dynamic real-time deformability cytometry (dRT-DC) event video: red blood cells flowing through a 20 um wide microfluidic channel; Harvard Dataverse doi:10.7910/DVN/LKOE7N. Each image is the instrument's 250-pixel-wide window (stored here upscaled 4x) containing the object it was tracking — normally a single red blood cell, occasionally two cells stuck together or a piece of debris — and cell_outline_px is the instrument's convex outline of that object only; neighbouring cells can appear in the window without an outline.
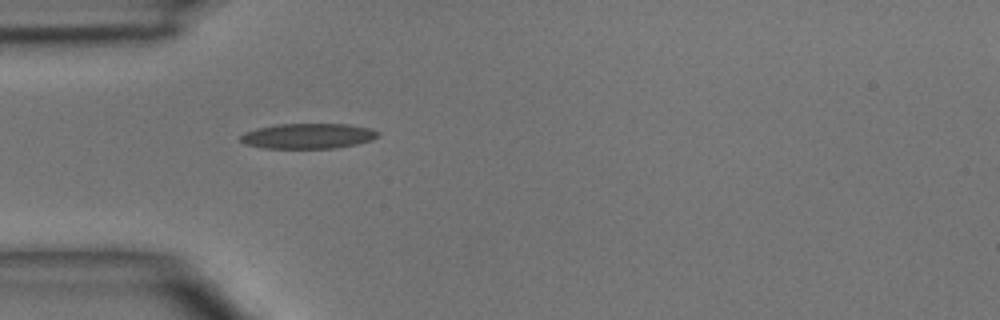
{"species": "common noctule bat (a hibernating species)", "species_latin": "Nyctalus noctula", "temperature_condition": "room temperature", "stored_images_in_passage": 1, "camera_frame_rate_fps": 3000, "um_per_image_px": 0.085, "animal": {"sex": "male", "body_mass_g": 15.6}, "frame": {"image": 1, "passage_image": 1, "time_ms": 0.0, "image_size_px": [1000, 320], "cell_outline_px": [[380, 136], [372, 140], [356, 144], [336, 148], [264, 148], [244, 144], [240, 140], [240, 136], [244, 132], [256, 128], [276, 124], [348, 124], [372, 128], [380, 132]], "centroid_in_image_um": [26.2, 11.55], "position_along_channel_um": 58.8, "area_um2": 20.46}}